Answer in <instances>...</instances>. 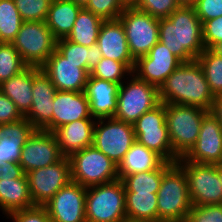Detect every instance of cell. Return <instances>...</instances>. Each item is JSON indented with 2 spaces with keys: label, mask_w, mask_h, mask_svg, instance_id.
Here are the masks:
<instances>
[{
  "label": "cell",
  "mask_w": 222,
  "mask_h": 222,
  "mask_svg": "<svg viewBox=\"0 0 222 222\" xmlns=\"http://www.w3.org/2000/svg\"><path fill=\"white\" fill-rule=\"evenodd\" d=\"M57 91L83 92L90 73L82 64L68 61L55 50L40 67Z\"/></svg>",
  "instance_id": "19"
},
{
  "label": "cell",
  "mask_w": 222,
  "mask_h": 222,
  "mask_svg": "<svg viewBox=\"0 0 222 222\" xmlns=\"http://www.w3.org/2000/svg\"><path fill=\"white\" fill-rule=\"evenodd\" d=\"M193 7L202 24L222 16V0H197Z\"/></svg>",
  "instance_id": "43"
},
{
  "label": "cell",
  "mask_w": 222,
  "mask_h": 222,
  "mask_svg": "<svg viewBox=\"0 0 222 222\" xmlns=\"http://www.w3.org/2000/svg\"><path fill=\"white\" fill-rule=\"evenodd\" d=\"M34 206L30 195L27 175L19 179L0 180V209L8 216L10 213Z\"/></svg>",
  "instance_id": "26"
},
{
  "label": "cell",
  "mask_w": 222,
  "mask_h": 222,
  "mask_svg": "<svg viewBox=\"0 0 222 222\" xmlns=\"http://www.w3.org/2000/svg\"><path fill=\"white\" fill-rule=\"evenodd\" d=\"M86 188L70 181L44 206L52 222H86Z\"/></svg>",
  "instance_id": "15"
},
{
  "label": "cell",
  "mask_w": 222,
  "mask_h": 222,
  "mask_svg": "<svg viewBox=\"0 0 222 222\" xmlns=\"http://www.w3.org/2000/svg\"><path fill=\"white\" fill-rule=\"evenodd\" d=\"M137 0H128V6H134Z\"/></svg>",
  "instance_id": "51"
},
{
  "label": "cell",
  "mask_w": 222,
  "mask_h": 222,
  "mask_svg": "<svg viewBox=\"0 0 222 222\" xmlns=\"http://www.w3.org/2000/svg\"><path fill=\"white\" fill-rule=\"evenodd\" d=\"M183 159L202 164L221 163L222 124L211 111L203 117L198 139Z\"/></svg>",
  "instance_id": "18"
},
{
  "label": "cell",
  "mask_w": 222,
  "mask_h": 222,
  "mask_svg": "<svg viewBox=\"0 0 222 222\" xmlns=\"http://www.w3.org/2000/svg\"><path fill=\"white\" fill-rule=\"evenodd\" d=\"M56 50L68 61L82 64V68L90 73L102 59V52L96 44L90 47L79 45L66 38L58 39Z\"/></svg>",
  "instance_id": "31"
},
{
  "label": "cell",
  "mask_w": 222,
  "mask_h": 222,
  "mask_svg": "<svg viewBox=\"0 0 222 222\" xmlns=\"http://www.w3.org/2000/svg\"><path fill=\"white\" fill-rule=\"evenodd\" d=\"M160 103L188 105L211 111L215 96L198 61L182 62L159 89Z\"/></svg>",
  "instance_id": "2"
},
{
  "label": "cell",
  "mask_w": 222,
  "mask_h": 222,
  "mask_svg": "<svg viewBox=\"0 0 222 222\" xmlns=\"http://www.w3.org/2000/svg\"><path fill=\"white\" fill-rule=\"evenodd\" d=\"M201 65L212 94L217 97L222 95V57L211 49L205 50L196 58Z\"/></svg>",
  "instance_id": "34"
},
{
  "label": "cell",
  "mask_w": 222,
  "mask_h": 222,
  "mask_svg": "<svg viewBox=\"0 0 222 222\" xmlns=\"http://www.w3.org/2000/svg\"><path fill=\"white\" fill-rule=\"evenodd\" d=\"M56 42L45 21H24L12 44L28 66L41 67L56 50Z\"/></svg>",
  "instance_id": "9"
},
{
  "label": "cell",
  "mask_w": 222,
  "mask_h": 222,
  "mask_svg": "<svg viewBox=\"0 0 222 222\" xmlns=\"http://www.w3.org/2000/svg\"><path fill=\"white\" fill-rule=\"evenodd\" d=\"M84 8L104 20H116L125 6L119 0H88Z\"/></svg>",
  "instance_id": "38"
},
{
  "label": "cell",
  "mask_w": 222,
  "mask_h": 222,
  "mask_svg": "<svg viewBox=\"0 0 222 222\" xmlns=\"http://www.w3.org/2000/svg\"><path fill=\"white\" fill-rule=\"evenodd\" d=\"M36 129L24 117L14 123L0 124V163H19L23 145Z\"/></svg>",
  "instance_id": "24"
},
{
  "label": "cell",
  "mask_w": 222,
  "mask_h": 222,
  "mask_svg": "<svg viewBox=\"0 0 222 222\" xmlns=\"http://www.w3.org/2000/svg\"><path fill=\"white\" fill-rule=\"evenodd\" d=\"M96 120L93 146L118 166L136 142L134 127L114 117Z\"/></svg>",
  "instance_id": "12"
},
{
  "label": "cell",
  "mask_w": 222,
  "mask_h": 222,
  "mask_svg": "<svg viewBox=\"0 0 222 222\" xmlns=\"http://www.w3.org/2000/svg\"><path fill=\"white\" fill-rule=\"evenodd\" d=\"M132 74V71L123 63L113 59L102 57L96 67L90 72V76L102 80H108L119 85ZM124 79V80H123Z\"/></svg>",
  "instance_id": "36"
},
{
  "label": "cell",
  "mask_w": 222,
  "mask_h": 222,
  "mask_svg": "<svg viewBox=\"0 0 222 222\" xmlns=\"http://www.w3.org/2000/svg\"><path fill=\"white\" fill-rule=\"evenodd\" d=\"M211 112L222 124V95L215 98Z\"/></svg>",
  "instance_id": "46"
},
{
  "label": "cell",
  "mask_w": 222,
  "mask_h": 222,
  "mask_svg": "<svg viewBox=\"0 0 222 222\" xmlns=\"http://www.w3.org/2000/svg\"><path fill=\"white\" fill-rule=\"evenodd\" d=\"M181 63L167 46L158 41L147 55L135 60L132 73L138 79L146 81L160 89L166 78Z\"/></svg>",
  "instance_id": "14"
},
{
  "label": "cell",
  "mask_w": 222,
  "mask_h": 222,
  "mask_svg": "<svg viewBox=\"0 0 222 222\" xmlns=\"http://www.w3.org/2000/svg\"><path fill=\"white\" fill-rule=\"evenodd\" d=\"M166 124L174 155L183 158L198 139L203 117L209 112L188 105L165 104Z\"/></svg>",
  "instance_id": "4"
},
{
  "label": "cell",
  "mask_w": 222,
  "mask_h": 222,
  "mask_svg": "<svg viewBox=\"0 0 222 222\" xmlns=\"http://www.w3.org/2000/svg\"><path fill=\"white\" fill-rule=\"evenodd\" d=\"M202 31L205 48L211 49L215 44L222 42V16L205 21Z\"/></svg>",
  "instance_id": "42"
},
{
  "label": "cell",
  "mask_w": 222,
  "mask_h": 222,
  "mask_svg": "<svg viewBox=\"0 0 222 222\" xmlns=\"http://www.w3.org/2000/svg\"><path fill=\"white\" fill-rule=\"evenodd\" d=\"M127 220L138 222H158L157 194L125 193Z\"/></svg>",
  "instance_id": "29"
},
{
  "label": "cell",
  "mask_w": 222,
  "mask_h": 222,
  "mask_svg": "<svg viewBox=\"0 0 222 222\" xmlns=\"http://www.w3.org/2000/svg\"><path fill=\"white\" fill-rule=\"evenodd\" d=\"M130 76L127 82L119 85L114 118L133 125L142 114L158 106L160 98L157 87L138 79L133 73Z\"/></svg>",
  "instance_id": "7"
},
{
  "label": "cell",
  "mask_w": 222,
  "mask_h": 222,
  "mask_svg": "<svg viewBox=\"0 0 222 222\" xmlns=\"http://www.w3.org/2000/svg\"><path fill=\"white\" fill-rule=\"evenodd\" d=\"M119 84L89 75L84 93L89 101L91 116L95 119L114 117L117 111Z\"/></svg>",
  "instance_id": "22"
},
{
  "label": "cell",
  "mask_w": 222,
  "mask_h": 222,
  "mask_svg": "<svg viewBox=\"0 0 222 222\" xmlns=\"http://www.w3.org/2000/svg\"><path fill=\"white\" fill-rule=\"evenodd\" d=\"M136 141L158 154L165 162L176 163L179 159L172 150L166 124L165 104L142 114L133 124Z\"/></svg>",
  "instance_id": "8"
},
{
  "label": "cell",
  "mask_w": 222,
  "mask_h": 222,
  "mask_svg": "<svg viewBox=\"0 0 222 222\" xmlns=\"http://www.w3.org/2000/svg\"><path fill=\"white\" fill-rule=\"evenodd\" d=\"M24 118L15 103L0 91V124L14 123Z\"/></svg>",
  "instance_id": "44"
},
{
  "label": "cell",
  "mask_w": 222,
  "mask_h": 222,
  "mask_svg": "<svg viewBox=\"0 0 222 222\" xmlns=\"http://www.w3.org/2000/svg\"><path fill=\"white\" fill-rule=\"evenodd\" d=\"M103 21L104 19L82 7L77 15L72 31L66 39L73 43L90 47L97 43Z\"/></svg>",
  "instance_id": "30"
},
{
  "label": "cell",
  "mask_w": 222,
  "mask_h": 222,
  "mask_svg": "<svg viewBox=\"0 0 222 222\" xmlns=\"http://www.w3.org/2000/svg\"><path fill=\"white\" fill-rule=\"evenodd\" d=\"M23 22L14 0H0V43H12Z\"/></svg>",
  "instance_id": "33"
},
{
  "label": "cell",
  "mask_w": 222,
  "mask_h": 222,
  "mask_svg": "<svg viewBox=\"0 0 222 222\" xmlns=\"http://www.w3.org/2000/svg\"><path fill=\"white\" fill-rule=\"evenodd\" d=\"M185 222H222V204L192 206Z\"/></svg>",
  "instance_id": "40"
},
{
  "label": "cell",
  "mask_w": 222,
  "mask_h": 222,
  "mask_svg": "<svg viewBox=\"0 0 222 222\" xmlns=\"http://www.w3.org/2000/svg\"><path fill=\"white\" fill-rule=\"evenodd\" d=\"M71 181L85 188L119 179L118 166L95 146H88L69 157Z\"/></svg>",
  "instance_id": "6"
},
{
  "label": "cell",
  "mask_w": 222,
  "mask_h": 222,
  "mask_svg": "<svg viewBox=\"0 0 222 222\" xmlns=\"http://www.w3.org/2000/svg\"><path fill=\"white\" fill-rule=\"evenodd\" d=\"M27 66L12 43H0V84Z\"/></svg>",
  "instance_id": "35"
},
{
  "label": "cell",
  "mask_w": 222,
  "mask_h": 222,
  "mask_svg": "<svg viewBox=\"0 0 222 222\" xmlns=\"http://www.w3.org/2000/svg\"><path fill=\"white\" fill-rule=\"evenodd\" d=\"M197 0H176L179 6H194Z\"/></svg>",
  "instance_id": "47"
},
{
  "label": "cell",
  "mask_w": 222,
  "mask_h": 222,
  "mask_svg": "<svg viewBox=\"0 0 222 222\" xmlns=\"http://www.w3.org/2000/svg\"><path fill=\"white\" fill-rule=\"evenodd\" d=\"M33 80L34 66H27L0 84V91L15 103L23 116L31 109Z\"/></svg>",
  "instance_id": "25"
},
{
  "label": "cell",
  "mask_w": 222,
  "mask_h": 222,
  "mask_svg": "<svg viewBox=\"0 0 222 222\" xmlns=\"http://www.w3.org/2000/svg\"><path fill=\"white\" fill-rule=\"evenodd\" d=\"M63 157L52 132L35 130L22 147L19 164L26 174L54 164Z\"/></svg>",
  "instance_id": "16"
},
{
  "label": "cell",
  "mask_w": 222,
  "mask_h": 222,
  "mask_svg": "<svg viewBox=\"0 0 222 222\" xmlns=\"http://www.w3.org/2000/svg\"><path fill=\"white\" fill-rule=\"evenodd\" d=\"M24 174L25 173L22 169V166L19 163L8 162L7 164H4L0 169V180H4L6 178L19 179Z\"/></svg>",
  "instance_id": "45"
},
{
  "label": "cell",
  "mask_w": 222,
  "mask_h": 222,
  "mask_svg": "<svg viewBox=\"0 0 222 222\" xmlns=\"http://www.w3.org/2000/svg\"><path fill=\"white\" fill-rule=\"evenodd\" d=\"M80 119H95L91 116L89 101L84 91H56L53 99L52 132L62 125Z\"/></svg>",
  "instance_id": "21"
},
{
  "label": "cell",
  "mask_w": 222,
  "mask_h": 222,
  "mask_svg": "<svg viewBox=\"0 0 222 222\" xmlns=\"http://www.w3.org/2000/svg\"><path fill=\"white\" fill-rule=\"evenodd\" d=\"M211 50L216 53L218 56L222 57V42L215 44Z\"/></svg>",
  "instance_id": "48"
},
{
  "label": "cell",
  "mask_w": 222,
  "mask_h": 222,
  "mask_svg": "<svg viewBox=\"0 0 222 222\" xmlns=\"http://www.w3.org/2000/svg\"><path fill=\"white\" fill-rule=\"evenodd\" d=\"M95 123L96 119H80L52 132L64 157L93 145Z\"/></svg>",
  "instance_id": "23"
},
{
  "label": "cell",
  "mask_w": 222,
  "mask_h": 222,
  "mask_svg": "<svg viewBox=\"0 0 222 222\" xmlns=\"http://www.w3.org/2000/svg\"><path fill=\"white\" fill-rule=\"evenodd\" d=\"M72 1L84 7L88 0H72Z\"/></svg>",
  "instance_id": "50"
},
{
  "label": "cell",
  "mask_w": 222,
  "mask_h": 222,
  "mask_svg": "<svg viewBox=\"0 0 222 222\" xmlns=\"http://www.w3.org/2000/svg\"><path fill=\"white\" fill-rule=\"evenodd\" d=\"M13 222H52L45 206L34 205L8 215Z\"/></svg>",
  "instance_id": "41"
},
{
  "label": "cell",
  "mask_w": 222,
  "mask_h": 222,
  "mask_svg": "<svg viewBox=\"0 0 222 222\" xmlns=\"http://www.w3.org/2000/svg\"><path fill=\"white\" fill-rule=\"evenodd\" d=\"M191 208L186 174L173 163L163 173L157 193L158 222H185Z\"/></svg>",
  "instance_id": "3"
},
{
  "label": "cell",
  "mask_w": 222,
  "mask_h": 222,
  "mask_svg": "<svg viewBox=\"0 0 222 222\" xmlns=\"http://www.w3.org/2000/svg\"><path fill=\"white\" fill-rule=\"evenodd\" d=\"M125 7L128 6V0H119Z\"/></svg>",
  "instance_id": "52"
},
{
  "label": "cell",
  "mask_w": 222,
  "mask_h": 222,
  "mask_svg": "<svg viewBox=\"0 0 222 222\" xmlns=\"http://www.w3.org/2000/svg\"><path fill=\"white\" fill-rule=\"evenodd\" d=\"M124 26L132 57L147 55L159 41V19L137 9L126 6L118 18Z\"/></svg>",
  "instance_id": "11"
},
{
  "label": "cell",
  "mask_w": 222,
  "mask_h": 222,
  "mask_svg": "<svg viewBox=\"0 0 222 222\" xmlns=\"http://www.w3.org/2000/svg\"><path fill=\"white\" fill-rule=\"evenodd\" d=\"M173 163L163 162L157 169L119 176L125 188V193H153L157 194L160 188L163 173Z\"/></svg>",
  "instance_id": "32"
},
{
  "label": "cell",
  "mask_w": 222,
  "mask_h": 222,
  "mask_svg": "<svg viewBox=\"0 0 222 222\" xmlns=\"http://www.w3.org/2000/svg\"><path fill=\"white\" fill-rule=\"evenodd\" d=\"M134 6L158 19L167 18L179 7L176 0H137Z\"/></svg>",
  "instance_id": "39"
},
{
  "label": "cell",
  "mask_w": 222,
  "mask_h": 222,
  "mask_svg": "<svg viewBox=\"0 0 222 222\" xmlns=\"http://www.w3.org/2000/svg\"><path fill=\"white\" fill-rule=\"evenodd\" d=\"M81 8L72 0H52L45 23L57 40L70 34Z\"/></svg>",
  "instance_id": "27"
},
{
  "label": "cell",
  "mask_w": 222,
  "mask_h": 222,
  "mask_svg": "<svg viewBox=\"0 0 222 222\" xmlns=\"http://www.w3.org/2000/svg\"><path fill=\"white\" fill-rule=\"evenodd\" d=\"M159 41L181 61L195 60L204 50L202 23L193 6H179L159 19Z\"/></svg>",
  "instance_id": "1"
},
{
  "label": "cell",
  "mask_w": 222,
  "mask_h": 222,
  "mask_svg": "<svg viewBox=\"0 0 222 222\" xmlns=\"http://www.w3.org/2000/svg\"><path fill=\"white\" fill-rule=\"evenodd\" d=\"M97 45L104 58L123 62L131 71L135 65L123 24L119 19L104 20L98 34Z\"/></svg>",
  "instance_id": "20"
},
{
  "label": "cell",
  "mask_w": 222,
  "mask_h": 222,
  "mask_svg": "<svg viewBox=\"0 0 222 222\" xmlns=\"http://www.w3.org/2000/svg\"><path fill=\"white\" fill-rule=\"evenodd\" d=\"M185 172L192 206L222 204V183L216 164L185 161L176 162Z\"/></svg>",
  "instance_id": "10"
},
{
  "label": "cell",
  "mask_w": 222,
  "mask_h": 222,
  "mask_svg": "<svg viewBox=\"0 0 222 222\" xmlns=\"http://www.w3.org/2000/svg\"><path fill=\"white\" fill-rule=\"evenodd\" d=\"M56 87L40 67L34 66L32 105L24 116L36 130L52 132L53 99Z\"/></svg>",
  "instance_id": "17"
},
{
  "label": "cell",
  "mask_w": 222,
  "mask_h": 222,
  "mask_svg": "<svg viewBox=\"0 0 222 222\" xmlns=\"http://www.w3.org/2000/svg\"><path fill=\"white\" fill-rule=\"evenodd\" d=\"M86 222H124L125 188L121 179L86 188Z\"/></svg>",
  "instance_id": "5"
},
{
  "label": "cell",
  "mask_w": 222,
  "mask_h": 222,
  "mask_svg": "<svg viewBox=\"0 0 222 222\" xmlns=\"http://www.w3.org/2000/svg\"><path fill=\"white\" fill-rule=\"evenodd\" d=\"M216 167H217V172H218L220 181L222 183V163L216 164Z\"/></svg>",
  "instance_id": "49"
},
{
  "label": "cell",
  "mask_w": 222,
  "mask_h": 222,
  "mask_svg": "<svg viewBox=\"0 0 222 222\" xmlns=\"http://www.w3.org/2000/svg\"><path fill=\"white\" fill-rule=\"evenodd\" d=\"M52 0H14L23 21H45Z\"/></svg>",
  "instance_id": "37"
},
{
  "label": "cell",
  "mask_w": 222,
  "mask_h": 222,
  "mask_svg": "<svg viewBox=\"0 0 222 222\" xmlns=\"http://www.w3.org/2000/svg\"><path fill=\"white\" fill-rule=\"evenodd\" d=\"M34 205L44 206L62 187L71 181L70 161H60L26 173Z\"/></svg>",
  "instance_id": "13"
},
{
  "label": "cell",
  "mask_w": 222,
  "mask_h": 222,
  "mask_svg": "<svg viewBox=\"0 0 222 222\" xmlns=\"http://www.w3.org/2000/svg\"><path fill=\"white\" fill-rule=\"evenodd\" d=\"M163 162L158 154L136 141L118 165V176L154 170Z\"/></svg>",
  "instance_id": "28"
},
{
  "label": "cell",
  "mask_w": 222,
  "mask_h": 222,
  "mask_svg": "<svg viewBox=\"0 0 222 222\" xmlns=\"http://www.w3.org/2000/svg\"><path fill=\"white\" fill-rule=\"evenodd\" d=\"M124 222H138V221L125 220Z\"/></svg>",
  "instance_id": "53"
}]
</instances>
